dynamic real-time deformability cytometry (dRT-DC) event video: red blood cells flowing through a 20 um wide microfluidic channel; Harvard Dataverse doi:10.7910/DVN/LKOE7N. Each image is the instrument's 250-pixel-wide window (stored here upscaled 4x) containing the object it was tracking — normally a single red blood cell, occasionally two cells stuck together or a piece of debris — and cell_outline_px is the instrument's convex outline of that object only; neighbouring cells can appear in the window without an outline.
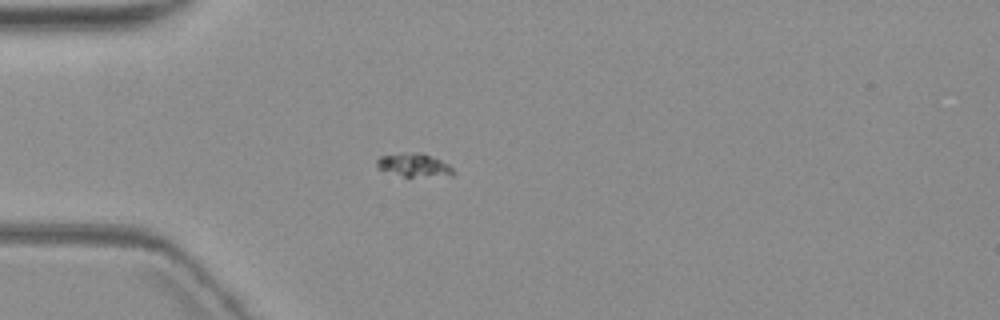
{"species": "common noctule bat (a hibernating species)", "species_latin": "Nyctalus noctula", "temperature_condition": "warm", "stored_images_in_passage": 1, "camera_frame_rate_fps": 3000, "um_per_image_px": 0.085, "animal": {"sex": "female", "body_mass_g": 19.3, "forearm_length_mm": 54.1}, "frame": {"image": 1, "passage_image": 1, "time_ms": 0.0, "image_size_px": [1000, 320], "cell_outline_px": [[456, 172], [452, 176], [404, 176], [376, 168], [376, 160], [380, 156], [400, 152], [420, 152], [440, 160], [448, 164]], "centroid_in_image_um": [35.18, 14.02], "position_along_channel_um": 49.8, "area_um2": 10.46}}